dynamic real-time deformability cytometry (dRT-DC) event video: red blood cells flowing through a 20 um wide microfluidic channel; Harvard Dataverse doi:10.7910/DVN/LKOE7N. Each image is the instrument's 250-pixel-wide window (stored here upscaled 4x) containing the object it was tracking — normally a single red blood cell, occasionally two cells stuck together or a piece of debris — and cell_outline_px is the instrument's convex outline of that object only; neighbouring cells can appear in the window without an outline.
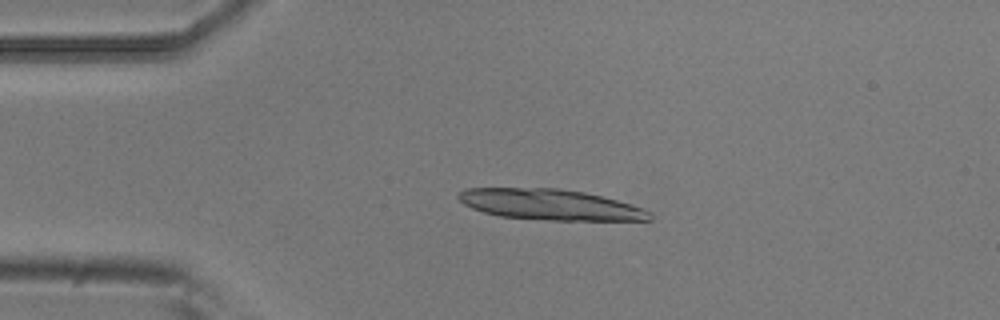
{"species": "common noctule bat (a hibernating species)", "species_latin": "Nyctalus noctula", "temperature_condition": "room temperature", "stored_images_in_passage": 4, "camera_frame_rate_fps": 3000, "um_per_image_px": 0.085, "animal": {"sex": "male", "body_mass_g": 20.5, "forearm_length_mm": 52.5}, "frame": {"image": 1, "passage_image": 3, "time_ms": 0.667, "image_size_px": [1000, 320], "cell_outline_px": [[652, 220], [552, 220], [500, 216], [484, 212], [472, 208], [464, 204], [456, 196], [464, 188], [560, 188], [584, 192], [616, 200], [640, 208], [648, 212], [652, 216]], "centroid_in_image_um": [46.7, 17.38], "position_along_channel_um": 38.3, "area_um2": 33.81}}